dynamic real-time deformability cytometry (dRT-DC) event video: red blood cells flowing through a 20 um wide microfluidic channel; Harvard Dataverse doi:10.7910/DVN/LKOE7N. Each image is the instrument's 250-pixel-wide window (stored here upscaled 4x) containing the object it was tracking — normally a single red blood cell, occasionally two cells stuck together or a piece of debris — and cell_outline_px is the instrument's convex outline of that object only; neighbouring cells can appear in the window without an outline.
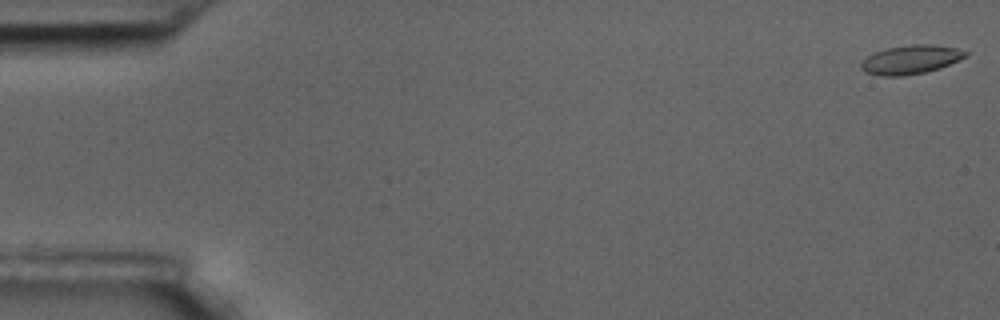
{"species": "common noctule bat (a hibernating species)", "species_latin": "Nyctalus noctula", "temperature_condition": "room temperature", "stored_images_in_passage": 8, "camera_frame_rate_fps": 3000, "um_per_image_px": 0.085, "animal": {"sex": "male", "body_mass_g": 17.5, "forearm_length_mm": 52.3}, "frame": {"image": 1, "passage_image": 1, "time_ms": 0.0, "image_size_px": [1000, 320], "cell_outline_px": [[968, 56], [940, 68], [924, 72], [904, 76], [880, 76], [864, 72], [860, 68], [860, 64], [868, 56], [876, 52], [888, 48], [912, 44], [932, 44], [956, 48], [968, 52]], "centroid_in_image_um": [77.42, 5.07], "position_along_channel_um": 7.6, "area_um2": 17.51}}